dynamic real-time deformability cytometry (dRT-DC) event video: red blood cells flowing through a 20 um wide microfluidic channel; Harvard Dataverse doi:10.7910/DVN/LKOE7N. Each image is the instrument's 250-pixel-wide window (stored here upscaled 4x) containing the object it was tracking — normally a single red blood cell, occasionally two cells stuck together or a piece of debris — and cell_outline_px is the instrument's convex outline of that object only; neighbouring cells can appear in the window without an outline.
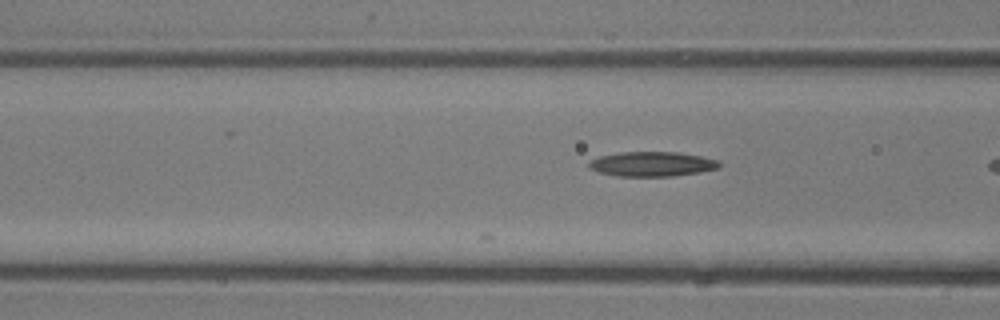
{"species": "common noctule bat (a hibernating species)", "species_latin": "Nyctalus noctula", "temperature_condition": "room temperature", "stored_images_in_passage": 4, "camera_frame_rate_fps": 3000, "um_per_image_px": 0.085, "animal": {"sex": "male", "body_mass_g": 13.3}, "frame": {"image": 1, "passage_image": 4, "time_ms": 1.0, "image_size_px": [1000, 320], "cell_outline_px": [[720, 168], [700, 172], [672, 176], [616, 176], [600, 172], [588, 168], [588, 160], [600, 156], [620, 152], [680, 152], [720, 160]], "centroid_in_image_um": [55.42, 13.94], "position_along_channel_um": 111.2, "area_um2": 18.9}}